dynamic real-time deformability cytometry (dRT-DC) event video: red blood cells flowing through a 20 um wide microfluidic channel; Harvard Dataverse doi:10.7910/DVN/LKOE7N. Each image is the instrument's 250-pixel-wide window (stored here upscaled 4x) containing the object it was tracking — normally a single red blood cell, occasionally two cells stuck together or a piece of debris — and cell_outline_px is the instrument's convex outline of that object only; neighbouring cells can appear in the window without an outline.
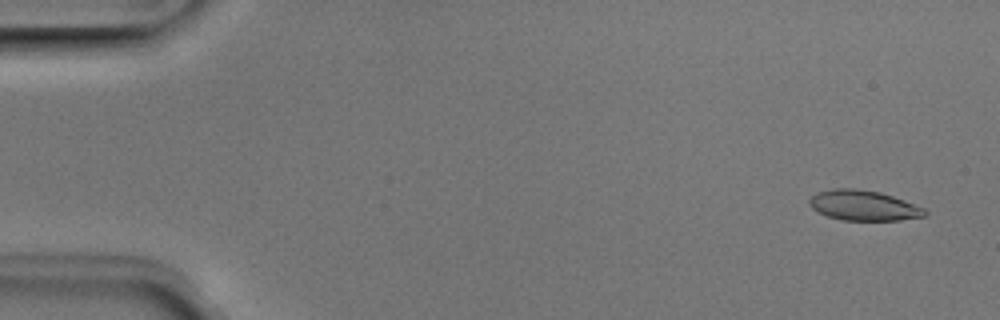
{"species": "Egyptian fruit bat (a non-hibernating species)", "species_latin": "Rousettus aegyptiacus", "temperature_condition": "room temperature", "stored_images_in_passage": 50, "camera_frame_rate_fps": 3000, "um_per_image_px": 0.085, "animal": {"sex": "male"}, "frame": {"image": 1, "passage_image": 2, "time_ms": 0.333, "image_size_px": [1000, 320], "cell_outline_px": [[928, 212], [924, 216], [900, 220], [840, 220], [828, 216], [812, 208], [808, 204], [808, 200], [816, 192], [832, 188], [856, 188], [880, 192], [904, 200], [924, 208]], "centroid_in_image_um": [73.37, 17.45], "position_along_channel_um": 11.6, "area_um2": 20.35}}
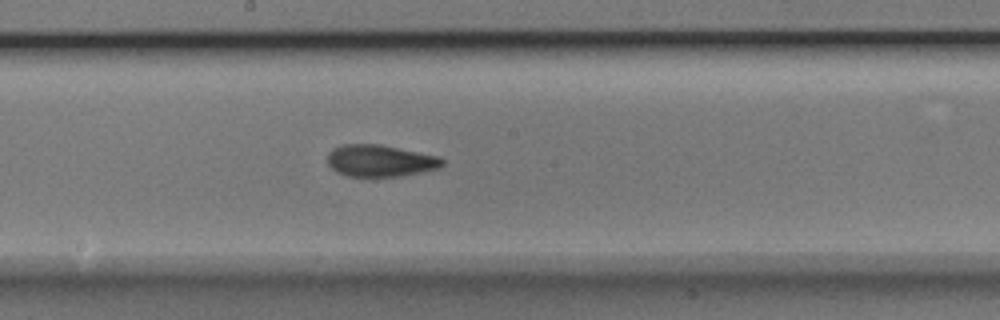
{"frame": {"image": 2, "passage_image": 27, "time_ms": 8.667, "image_size_px": [1000, 320], "cell_outline_px": [[444, 164], [440, 168], [400, 176], [348, 176], [336, 172], [328, 164], [328, 152], [332, 148], [344, 144], [380, 144], [440, 156], [444, 160]], "centroid_in_image_um": [32.32, 13.65], "position_along_channel_um": 215.9, "area_um2": 21.39}}
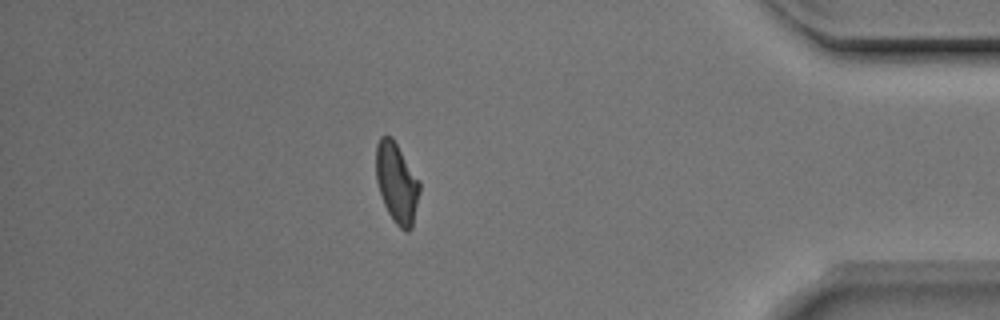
{"frame": {"image": 3, "passage_image": 44, "time_ms": 14.333, "image_size_px": [1000, 320], "cell_outline_px": [[420, 192], [412, 228], [408, 232], [404, 232], [396, 224], [388, 212], [384, 204], [376, 180], [376, 144], [380, 136], [392, 136], [420, 180]], "centroid_in_image_um": [33.74, 15.54], "position_along_channel_um": 401.5, "area_um2": 20.58}, "authors_computed_cell_mechanics": {"area_um2": 20.8947, "velocity_mm_per_s": 3.9708, "shape_relaxation_time_tau1_ms": 3.3268, "shape_relaxation_time_tau2_ms": 1.6331, "deformation_change_tau1": 0.1319, "deformation_change_tau2": 0.0674}}